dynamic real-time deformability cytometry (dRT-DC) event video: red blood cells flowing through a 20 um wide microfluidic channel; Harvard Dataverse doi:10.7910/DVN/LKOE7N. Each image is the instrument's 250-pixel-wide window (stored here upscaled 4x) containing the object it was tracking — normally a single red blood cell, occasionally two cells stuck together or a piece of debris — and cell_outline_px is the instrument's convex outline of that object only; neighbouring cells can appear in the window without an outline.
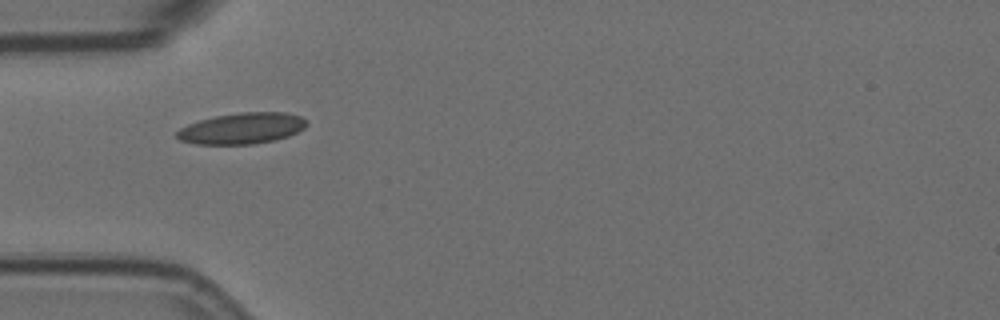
{"species": "Egyptian fruit bat (a non-hibernating species)", "species_latin": "Rousettus aegyptiacus", "temperature_condition": "room temperature", "stored_images_in_passage": 5, "camera_frame_rate_fps": 3000, "um_per_image_px": 0.085, "animal": {"sex": "female"}, "frame": {"image": 1, "passage_image": 4, "time_ms": 1.0, "image_size_px": [1000, 320], "cell_outline_px": [[308, 124], [304, 128], [288, 136], [276, 140], [252, 144], [196, 144], [180, 140], [176, 136], [176, 132], [180, 128], [188, 124], [200, 120], [216, 116], [240, 112], [288, 112], [300, 116], [308, 120]], "centroid_in_image_um": [20.59, 10.9], "position_along_channel_um": 64.4, "area_um2": 23.58}}
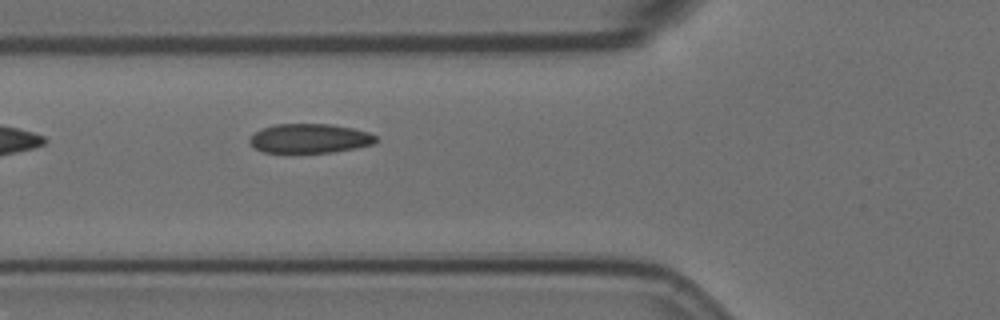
{"frame": {"image": 2, "passage_image": 5, "time_ms": 1.333, "image_size_px": [1000, 320], "cell_outline_px": [[380, 140], [372, 144], [356, 148], [332, 152], [264, 152], [256, 148], [248, 140], [256, 132], [264, 128], [276, 124], [332, 124], [352, 128], [368, 132], [376, 136]], "centroid_in_image_um": [26.38, 11.76], "position_along_channel_um": 99.4, "area_um2": 21.33}}